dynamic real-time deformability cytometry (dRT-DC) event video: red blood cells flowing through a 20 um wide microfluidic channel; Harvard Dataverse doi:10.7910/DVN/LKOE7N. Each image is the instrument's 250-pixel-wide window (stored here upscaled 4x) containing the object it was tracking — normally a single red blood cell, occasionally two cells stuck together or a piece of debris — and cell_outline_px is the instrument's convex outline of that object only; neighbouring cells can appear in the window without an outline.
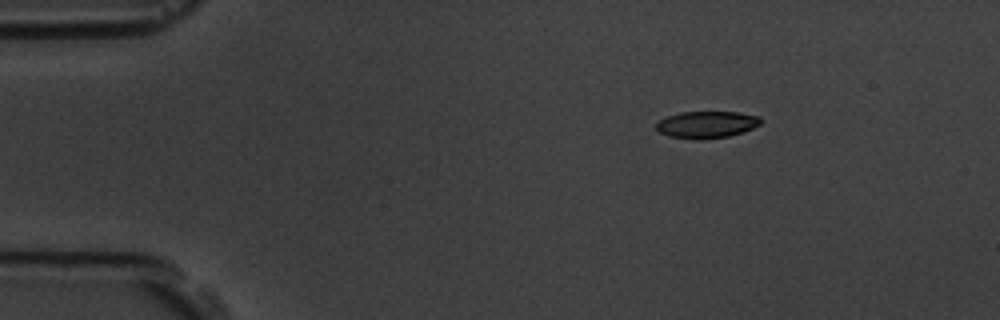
{"species": "common noctule bat (a hibernating species)", "species_latin": "Nyctalus noctula", "temperature_condition": "room temperature", "stored_images_in_passage": 13, "camera_frame_rate_fps": 3000, "um_per_image_px": 0.085, "animal": {"sex": "male", "body_mass_g": 19.5, "forearm_length_mm": 54.6}, "frame": {"image": 1, "passage_image": 1, "time_ms": 0.0, "image_size_px": [1000, 320], "cell_outline_px": [[764, 120], [760, 124], [744, 132], [728, 136], [704, 140], [696, 140], [668, 136], [660, 132], [656, 128], [656, 124], [660, 120], [668, 116], [680, 112], [740, 112], [760, 116]], "centroid_in_image_um": [60.1, 10.59], "position_along_channel_um": 24.9, "area_um2": 16.59}}
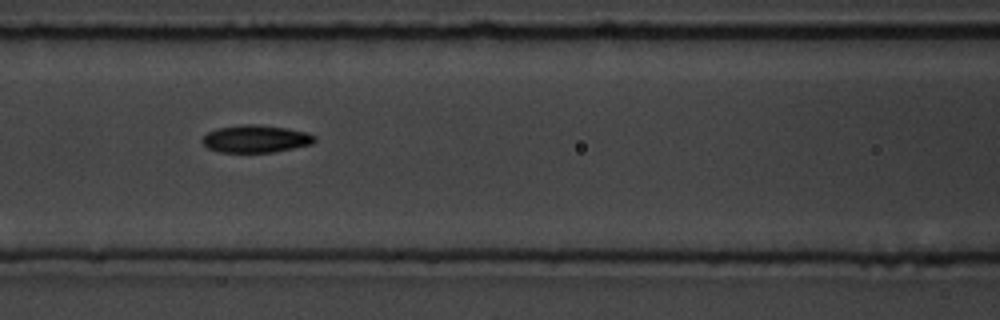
{"frame": {"image": 2, "passage_image": 5, "time_ms": 5.333, "image_size_px": [1000, 320], "cell_outline_px": [[316, 140], [312, 144], [272, 152], [220, 152], [208, 148], [200, 140], [208, 132], [216, 128], [244, 124], [256, 124], [288, 128], [308, 132], [316, 136]], "centroid_in_image_um": [21.75, 11.79], "position_along_channel_um": 144.9, "area_um2": 18.03}}
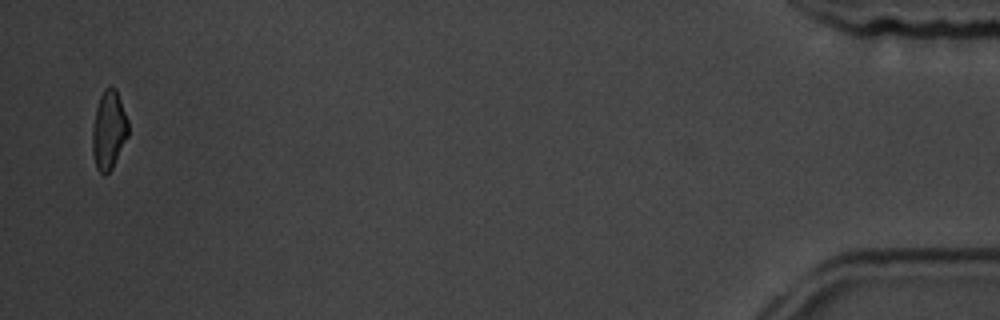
{"frame": {"image": 3, "passage_image": 13, "time_ms": 15.667, "image_size_px": [1000, 320], "cell_outline_px": [[128, 136], [112, 168], [104, 176], [96, 168], [92, 152], [92, 128], [96, 108], [100, 96], [104, 88], [116, 88], [128, 120]], "centroid_in_image_um": [9.24, 11.07], "position_along_channel_um": 426.0, "area_um2": 16.42}, "authors_computed_cell_mechanics": {"area_um2": 17.3978, "velocity_mm_per_s": 3.5952, "shape_relaxation_time_tau1_ms": 3.0991, "shape_relaxation_time_tau2_ms": 3.0279, "deformation_change_tau1": 0.129, "deformation_change_tau2": 0.082}}